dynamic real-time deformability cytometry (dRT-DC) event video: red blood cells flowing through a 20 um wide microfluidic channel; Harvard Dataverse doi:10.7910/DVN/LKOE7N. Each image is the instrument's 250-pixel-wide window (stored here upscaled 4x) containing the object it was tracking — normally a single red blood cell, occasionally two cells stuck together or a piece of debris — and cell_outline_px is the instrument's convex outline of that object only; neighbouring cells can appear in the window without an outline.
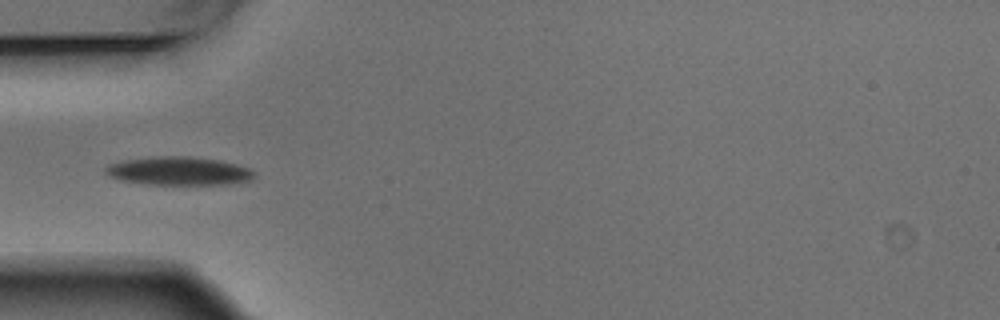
{"species": "Egyptian fruit bat (a non-hibernating species)", "species_latin": "Rousettus aegyptiacus", "temperature_condition": "warm", "stored_images_in_passage": 8, "camera_frame_rate_fps": 3000, "um_per_image_px": 0.085, "animal": {"sex": "male"}, "frame": {"image": 1, "passage_image": 5, "time_ms": 1.333, "image_size_px": [1000, 320], "cell_outline_px": [[256, 176], [252, 180], [224, 184], [148, 184], [120, 180], [108, 176], [104, 172], [104, 168], [108, 164], [120, 160], [152, 156], [188, 156], [220, 160], [252, 168]], "centroid_in_image_um": [15.17, 14.52], "position_along_channel_um": 69.8, "area_um2": 24.91}}
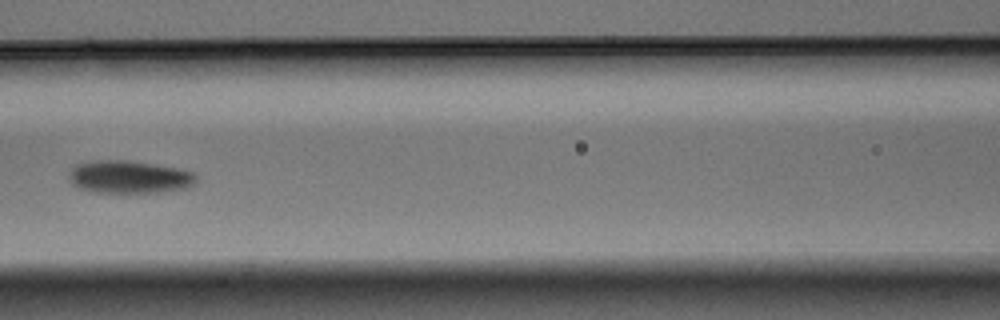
{"frame": {"image": 2, "passage_image": 7, "time_ms": 2.0, "image_size_px": [1000, 320], "cell_outline_px": [[196, 180], [188, 188], [160, 192], [92, 192], [80, 188], [72, 184], [68, 176], [72, 168], [76, 164], [92, 160], [128, 160], [176, 168], [196, 172]], "centroid_in_image_um": [10.97, 15.04], "position_along_channel_um": 155.6, "area_um2": 24.28}}
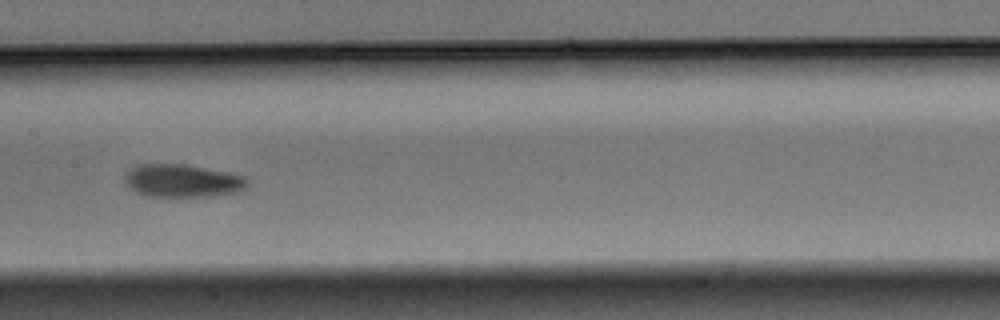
{"frame": {"image": 3, "passage_image": 8, "time_ms": 2.333, "image_size_px": [1000, 320], "cell_outline_px": [[248, 188], [236, 192], [212, 196], [148, 196], [136, 192], [128, 188], [124, 180], [124, 176], [136, 164], [180, 164], [204, 168], [244, 176], [248, 180]], "centroid_in_image_um": [15.48, 15.37], "position_along_channel_um": 191.9, "area_um2": 23.35}}